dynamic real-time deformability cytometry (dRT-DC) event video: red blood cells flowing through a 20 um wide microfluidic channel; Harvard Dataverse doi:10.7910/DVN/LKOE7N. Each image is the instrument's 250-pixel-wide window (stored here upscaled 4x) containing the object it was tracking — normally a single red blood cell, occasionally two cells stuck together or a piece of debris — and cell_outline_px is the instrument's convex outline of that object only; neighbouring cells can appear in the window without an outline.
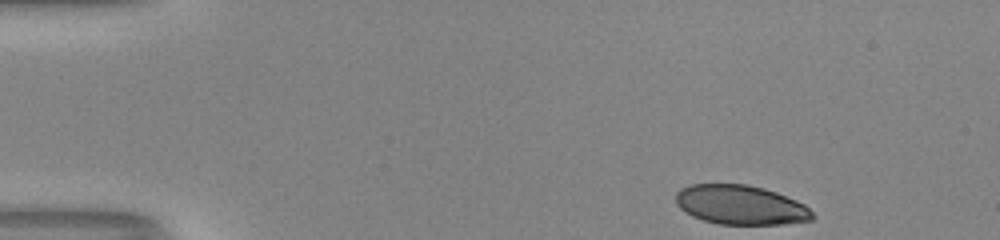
{"species": "human", "species_latin": "Homo sapiens", "temperature_condition": "room temperature", "stored_images_in_passage": 47, "camera_frame_rate_fps": 3000, "um_per_image_px": 0.085, "donor": {"sex": "male"}, "frame": {"image": 1, "passage_image": 1, "time_ms": 0.0, "image_size_px": [1000, 240], "cell_outline_px": [[816, 216], [812, 220], [784, 224], [720, 224], [704, 220], [692, 216], [684, 212], [676, 204], [676, 192], [680, 188], [688, 184], [748, 184], [764, 188], [776, 192], [796, 200], [804, 204]], "centroid_in_image_um": [62.94, 17.41], "position_along_channel_um": 22.1, "area_um2": 31.56}}
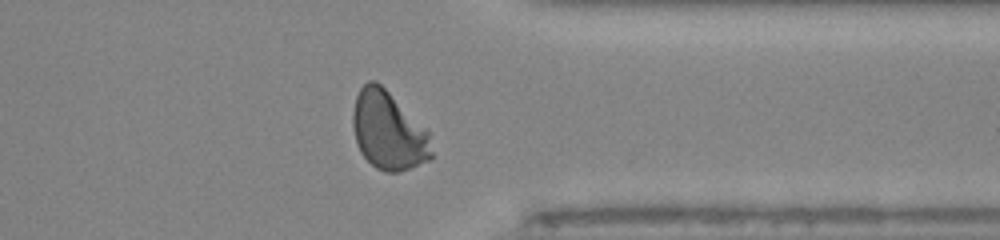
{"frame": {"image": 2, "passage_image": 36, "time_ms": 11.667, "image_size_px": [1000, 240], "cell_outline_px": [[432, 156], [428, 160], [408, 168], [396, 172], [384, 172], [376, 168], [360, 152], [356, 144], [352, 124], [352, 112], [356, 96], [360, 88], [368, 80], [376, 80], [428, 132], [432, 152]], "centroid_in_image_um": [32.95, 11.12], "position_along_channel_um": 378.4, "area_um2": 35.32}}
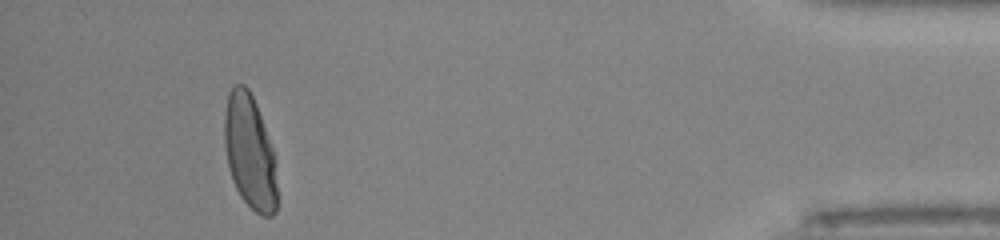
{"frame": {"image": 3, "passage_image": 43, "time_ms": 14.0, "image_size_px": [1000, 240], "cell_outline_px": [[280, 200], [276, 212], [272, 216], [260, 216], [240, 196], [232, 180], [228, 168], [224, 144], [224, 112], [228, 92], [236, 84], [244, 84], [248, 88], [256, 104], [272, 148], [276, 160]], "centroid_in_image_um": [21.26, 12.99], "position_along_channel_um": 413.9, "area_um2": 35.89}, "authors_computed_cell_mechanics": {"area_um2": 35.0268, "velocity_mm_per_s": 3.9848, "shape_relaxation_time_tau1_ms": 3.6593, "shape_relaxation_time_tau2_ms": null, "deformation_change_tau1": 0.1827, "deformation_change_tau2": null}}